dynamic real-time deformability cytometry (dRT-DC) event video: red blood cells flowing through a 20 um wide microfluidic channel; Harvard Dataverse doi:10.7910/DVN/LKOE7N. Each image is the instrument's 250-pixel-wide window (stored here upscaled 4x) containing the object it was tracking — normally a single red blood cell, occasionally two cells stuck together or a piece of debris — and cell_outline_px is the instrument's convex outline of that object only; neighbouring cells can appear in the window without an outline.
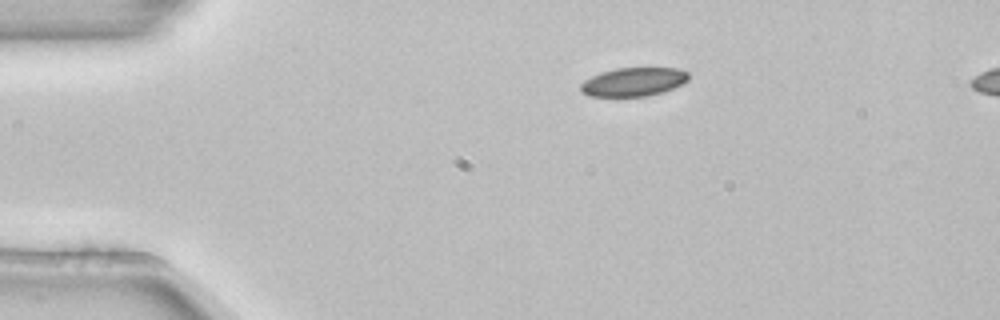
{"species": "common noctule bat (a hibernating species)", "species_latin": "Nyctalus noctula", "temperature_condition": "room temperature", "stored_images_in_passage": 3, "segment_of_instrument_passage": [1, 2], "camera_frame_rate_fps": 3000, "um_per_image_px": 0.085, "animal": {"sex": "female", "body_mass_g": 22.7, "forearm_length_mm": 54.2}, "frame": {"image": 1, "passage_image": 1, "time_ms": 0.0, "image_size_px": [1000, 320], "cell_outline_px": [[688, 80], [664, 92], [644, 96], [588, 96], [580, 92], [580, 84], [584, 80], [600, 72], [616, 68], [680, 68], [688, 72]], "centroid_in_image_um": [53.81, 6.95], "position_along_channel_um": 31.2, "area_um2": 18.03}}